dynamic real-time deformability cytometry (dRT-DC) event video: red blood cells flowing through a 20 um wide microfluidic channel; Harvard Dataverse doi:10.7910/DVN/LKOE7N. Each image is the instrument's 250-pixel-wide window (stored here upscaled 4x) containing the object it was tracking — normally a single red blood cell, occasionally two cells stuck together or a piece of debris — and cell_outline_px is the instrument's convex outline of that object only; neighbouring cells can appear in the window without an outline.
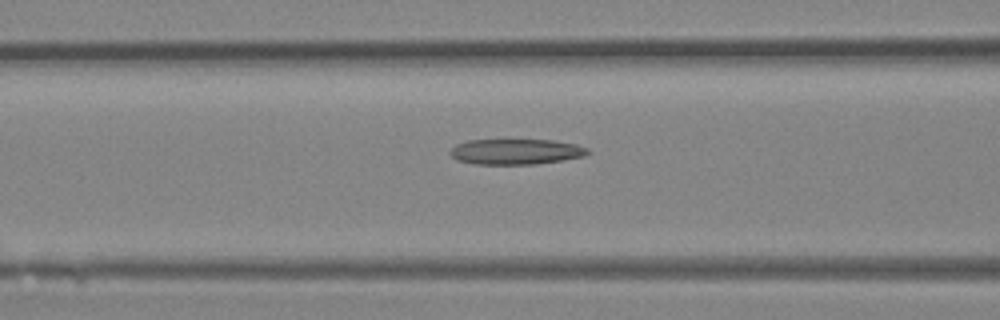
{"species": "Egyptian fruit bat (a non-hibernating species)", "species_latin": "Rousettus aegyptiacus", "temperature_condition": "room temperature", "stored_images_in_passage": 35, "camera_frame_rate_fps": 3000, "um_per_image_px": 0.085, "animal": {"sex": "female"}, "frame": {"image": 1, "passage_image": 16, "time_ms": 5.0, "image_size_px": [1000, 320], "cell_outline_px": [[592, 152], [584, 156], [564, 160], [536, 164], [476, 164], [456, 160], [448, 152], [456, 144], [468, 140], [552, 140], [576, 144], [588, 148]], "centroid_in_image_um": [43.87, 12.89], "position_along_channel_um": 122.7, "area_um2": 20.58}}
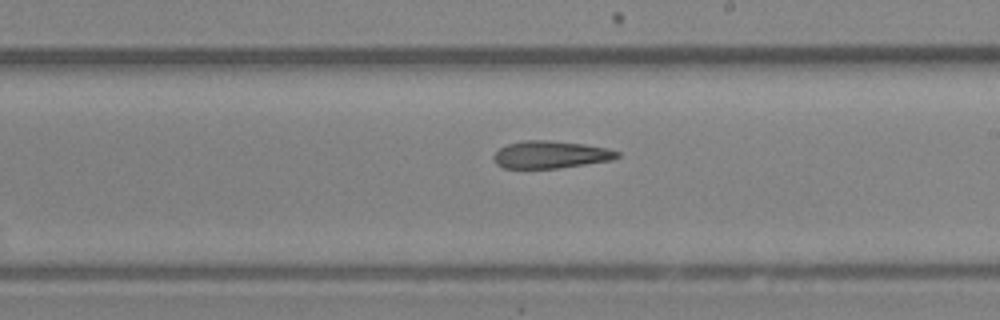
{"frame": {"image": 2, "passage_image": 23, "time_ms": 7.333, "image_size_px": [1000, 320], "cell_outline_px": [[620, 156], [612, 160], [556, 168], [504, 168], [496, 164], [492, 156], [500, 148], [508, 144], [524, 140], [548, 140], [584, 144], [608, 148], [620, 152]], "centroid_in_image_um": [46.8, 13.14], "position_along_channel_um": 242.2, "area_um2": 19.65}}
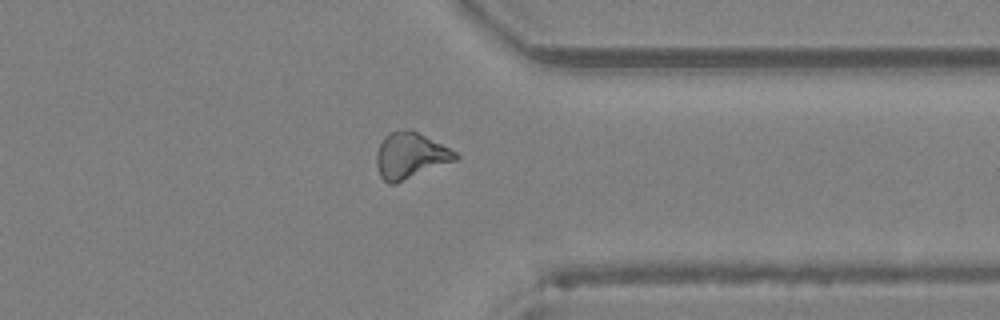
{"frame": {"image": 3, "passage_image": 31, "time_ms": 10.0, "image_size_px": [1000, 320], "cell_outline_px": [[460, 156], [456, 160], [396, 184], [388, 184], [380, 176], [376, 164], [376, 152], [384, 136], [388, 132], [404, 128], [412, 128], [456, 152]], "centroid_in_image_um": [34.85, 13.21], "position_along_channel_um": 376.5, "area_um2": 21.5}}